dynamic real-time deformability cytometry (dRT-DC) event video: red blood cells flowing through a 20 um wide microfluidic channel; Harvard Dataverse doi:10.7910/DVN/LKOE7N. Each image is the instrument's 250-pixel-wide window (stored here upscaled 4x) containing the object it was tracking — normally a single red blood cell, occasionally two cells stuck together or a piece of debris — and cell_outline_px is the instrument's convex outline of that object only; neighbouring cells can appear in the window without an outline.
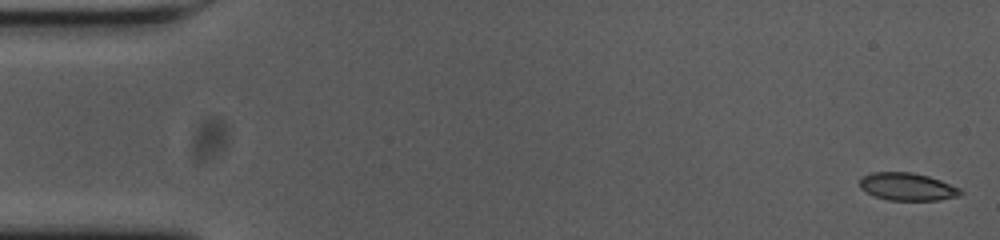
{"species": "common noctule bat (a hibernating species)", "species_latin": "Nyctalus noctula", "temperature_condition": "cold", "stored_images_in_passage": 55, "camera_frame_rate_fps": 3000, "um_per_image_px": 0.085, "animal": {"sex": "female", "body_mass_g": 23.0, "forearm_length_mm": 53.4}, "frame": {"image": 1, "passage_image": 1, "time_ms": 0.0, "image_size_px": [1000, 240], "cell_outline_px": [[964, 192], [960, 196], [940, 200], [888, 200], [876, 196], [860, 188], [860, 180], [864, 176], [872, 172], [912, 172], [928, 176], [940, 180], [960, 188]], "centroid_in_image_um": [77.17, 15.87], "position_along_channel_um": 7.8, "area_um2": 16.18}}
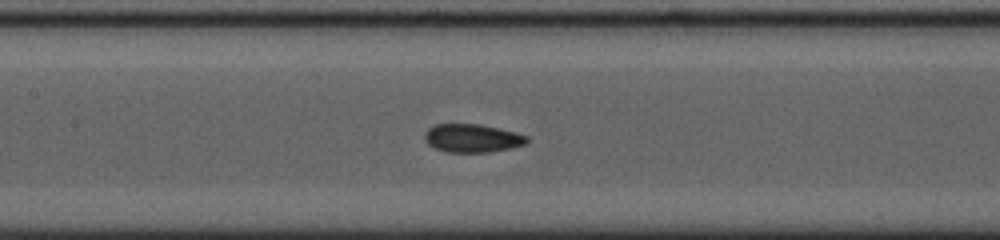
{"frame": {"image": 2, "passage_image": 25, "time_ms": 8.0, "image_size_px": [1000, 240], "cell_outline_px": [[528, 140], [524, 144], [512, 148], [488, 152], [448, 152], [436, 148], [428, 144], [424, 140], [424, 132], [428, 128], [436, 124], [480, 124], [516, 132], [528, 136]], "centroid_in_image_um": [40.13, 11.74], "position_along_channel_um": 167.3, "area_um2": 16.88}}
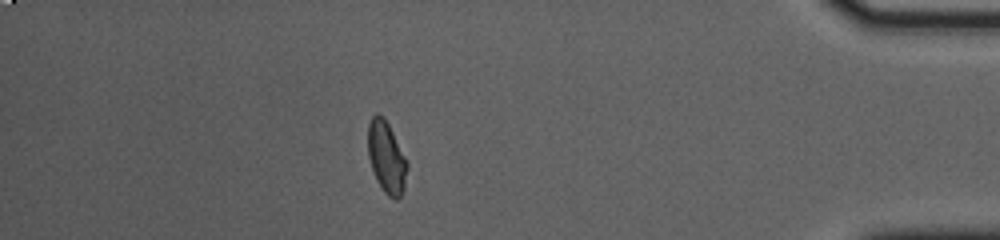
{"frame": {"image": 3, "passage_image": 48, "time_ms": 15.667, "image_size_px": [1000, 240], "cell_outline_px": [[408, 168], [404, 188], [400, 196], [396, 200], [388, 196], [384, 192], [376, 180], [368, 156], [368, 124], [372, 116], [376, 112], [380, 112], [384, 116], [408, 164]], "centroid_in_image_um": [32.83, 13.36], "position_along_channel_um": 402.4, "area_um2": 16.36}, "authors_computed_cell_mechanics": {"area_um2": 16.6464, "velocity_mm_per_s": 3.6822, "shape_relaxation_time_tau1_ms": null, "shape_relaxation_time_tau2_ms": 1.1264, "deformation_change_tau1": null, "deformation_change_tau2": 0.051}}